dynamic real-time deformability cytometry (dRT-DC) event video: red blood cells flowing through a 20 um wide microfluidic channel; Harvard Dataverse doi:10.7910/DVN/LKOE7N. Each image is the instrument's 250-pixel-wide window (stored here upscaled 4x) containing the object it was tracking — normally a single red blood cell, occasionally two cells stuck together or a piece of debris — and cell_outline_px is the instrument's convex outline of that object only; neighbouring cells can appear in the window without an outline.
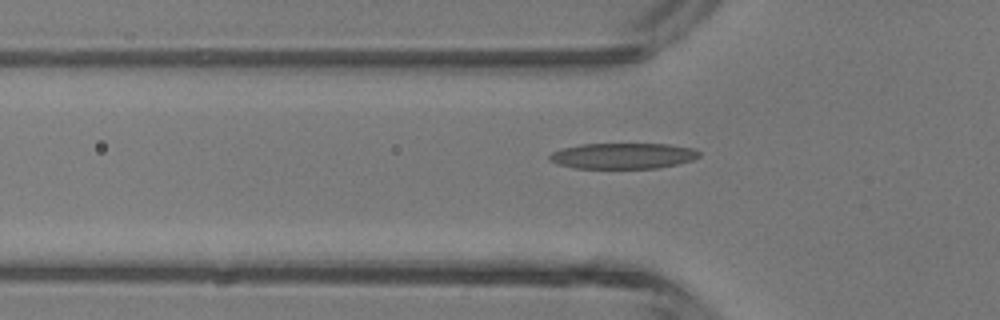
{"species": "common noctule bat (a hibernating species)", "species_latin": "Nyctalus noctula", "temperature_condition": "room temperature", "stored_images_in_passage": 34, "camera_frame_rate_fps": 3000, "um_per_image_px": 0.085, "animal": {"sex": "male", "body_mass_g": 13.3}, "frame": {"image": 1, "passage_image": 10, "time_ms": 3.0, "image_size_px": [1000, 320], "cell_outline_px": [[700, 156], [692, 160], [660, 168], [576, 168], [556, 164], [548, 160], [548, 156], [552, 152], [560, 148], [580, 144], [668, 144], [692, 148], [700, 152]], "centroid_in_image_um": [52.9, 13.25], "position_along_channel_um": 72.9, "area_um2": 22.6}}
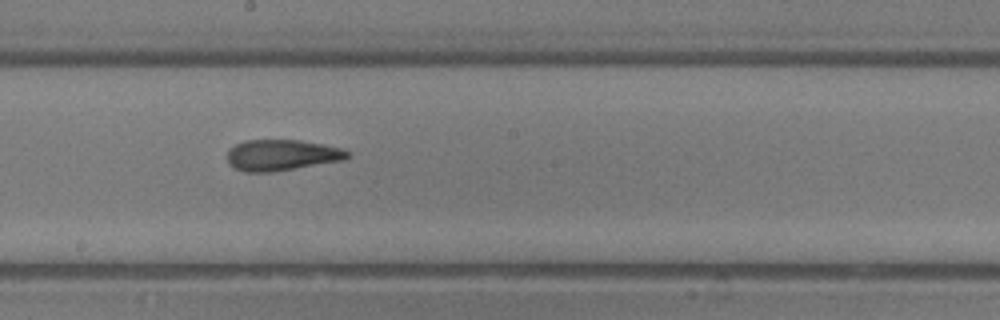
{"frame": {"image": 2, "passage_image": 20, "time_ms": 6.333, "image_size_px": [1000, 320], "cell_outline_px": [[348, 156], [344, 160], [268, 172], [244, 172], [228, 164], [228, 148], [244, 140], [300, 140], [324, 144], [344, 148], [348, 152]], "centroid_in_image_um": [23.92, 13.17], "position_along_channel_um": 224.3, "area_um2": 21.62}}
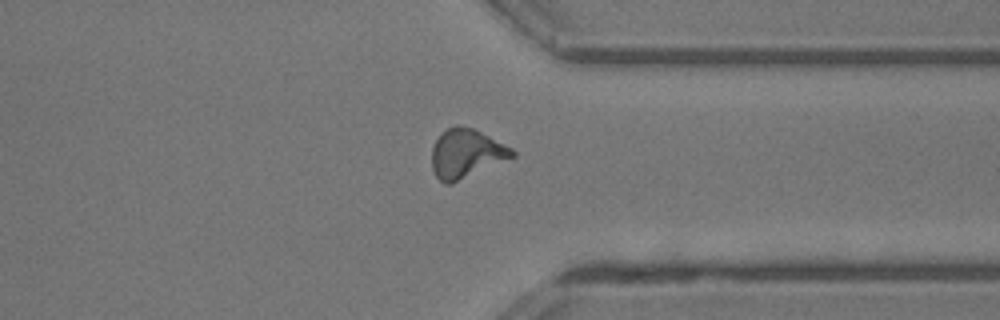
{"frame": {"image": 3, "passage_image": 30, "time_ms": 9.667, "image_size_px": [1000, 320], "cell_outline_px": [[516, 156], [448, 184], [444, 184], [436, 176], [432, 168], [432, 148], [436, 140], [448, 128], [456, 124], [472, 128], [512, 148], [516, 152]], "centroid_in_image_um": [39.62, 13.04], "position_along_channel_um": 371.8, "area_um2": 22.37}}